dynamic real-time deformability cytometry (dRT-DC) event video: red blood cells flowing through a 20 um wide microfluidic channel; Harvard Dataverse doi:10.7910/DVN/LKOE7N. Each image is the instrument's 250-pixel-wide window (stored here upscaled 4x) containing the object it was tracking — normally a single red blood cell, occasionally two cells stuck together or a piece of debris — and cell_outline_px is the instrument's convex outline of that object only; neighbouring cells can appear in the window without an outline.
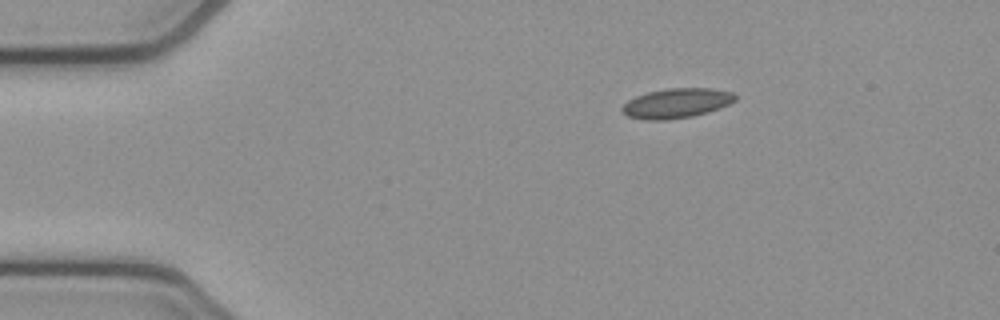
{"species": "common noctule bat (a hibernating species)", "species_latin": "Nyctalus noctula", "temperature_condition": "cold", "stored_images_in_passage": 45, "camera_frame_rate_fps": 3000, "um_per_image_px": 0.085, "animal": {"sex": "female", "body_mass_g": 21.9}, "frame": {"image": 1, "passage_image": 1, "time_ms": 0.0, "image_size_px": [1000, 320], "cell_outline_px": [[736, 100], [720, 108], [708, 112], [692, 116], [668, 120], [648, 120], [628, 116], [620, 108], [628, 100], [636, 96], [648, 92], [668, 88], [712, 88], [732, 92], [736, 96]], "centroid_in_image_um": [57.52, 8.77], "position_along_channel_um": 27.5, "area_um2": 19.54}}
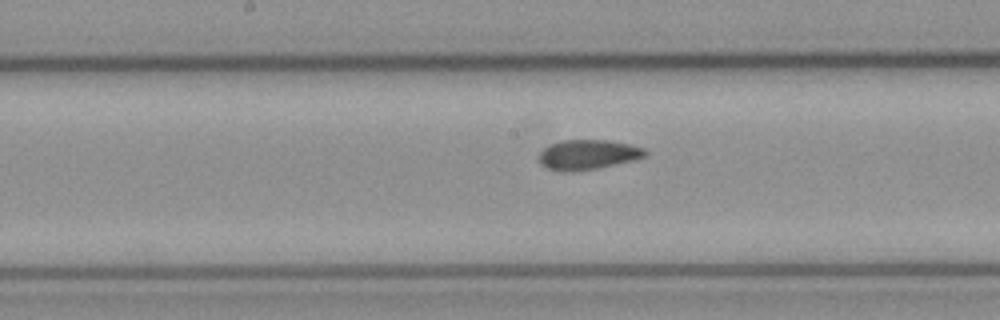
{"frame": {"image": 2, "passage_image": 19, "time_ms": 6.0, "image_size_px": [1000, 320], "cell_outline_px": [[648, 152], [644, 156], [636, 160], [596, 168], [572, 172], [560, 172], [544, 168], [540, 164], [540, 152], [544, 148], [552, 144], [564, 140], [608, 140], [628, 144], [644, 148]], "centroid_in_image_um": [49.95, 13.16], "position_along_channel_um": 198.2, "area_um2": 18.5}}
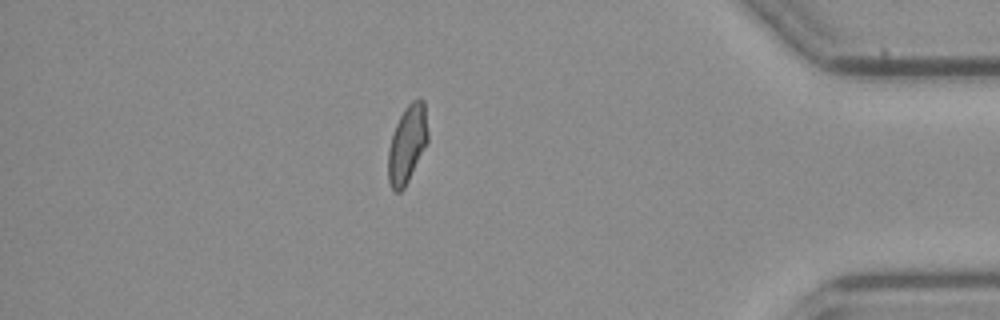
{"frame": {"image": 3, "passage_image": 38, "time_ms": 12.333, "image_size_px": [1000, 320], "cell_outline_px": [[428, 140], [404, 188], [400, 192], [396, 192], [392, 188], [388, 180], [388, 148], [396, 124], [404, 108], [412, 100], [420, 96], [424, 100], [428, 132]], "centroid_in_image_um": [34.61, 12.2], "position_along_channel_um": 400.6, "area_um2": 17.86}, "authors_computed_cell_mechanics": {"area_um2": 18.4382, "velocity_mm_per_s": 3.8478, "shape_relaxation_time_tau1_ms": null, "shape_relaxation_time_tau2_ms": 6.068, "deformation_change_tau1": null, "deformation_change_tau2": 0.0773}}